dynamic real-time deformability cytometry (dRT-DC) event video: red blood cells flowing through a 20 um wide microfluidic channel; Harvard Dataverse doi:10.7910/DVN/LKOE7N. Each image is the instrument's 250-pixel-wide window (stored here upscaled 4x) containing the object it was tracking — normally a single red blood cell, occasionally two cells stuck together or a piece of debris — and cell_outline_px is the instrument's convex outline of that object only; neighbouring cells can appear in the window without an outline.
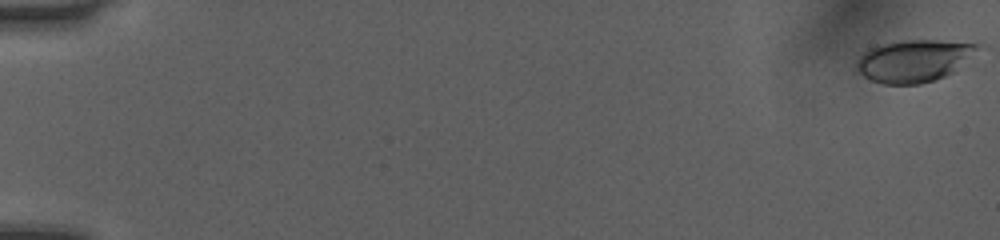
{"species": "human", "species_latin": "Homo sapiens", "temperature_condition": "room temperature", "stored_images_in_passage": 16, "camera_frame_rate_fps": 3000, "um_per_image_px": 0.085, "donor": {"sex": "female"}, "frame": {"image": 1, "passage_image": 1, "time_ms": 0.0, "image_size_px": [1000, 240], "cell_outline_px": [[976, 48], [952, 72], [944, 76], [920, 84], [884, 84], [872, 80], [864, 76], [856, 68], [856, 60], [868, 48], [880, 44], [900, 40], [936, 40], [976, 44]], "centroid_in_image_um": [77.54, 5.16], "position_along_channel_um": 7.5, "area_um2": 28.9}}